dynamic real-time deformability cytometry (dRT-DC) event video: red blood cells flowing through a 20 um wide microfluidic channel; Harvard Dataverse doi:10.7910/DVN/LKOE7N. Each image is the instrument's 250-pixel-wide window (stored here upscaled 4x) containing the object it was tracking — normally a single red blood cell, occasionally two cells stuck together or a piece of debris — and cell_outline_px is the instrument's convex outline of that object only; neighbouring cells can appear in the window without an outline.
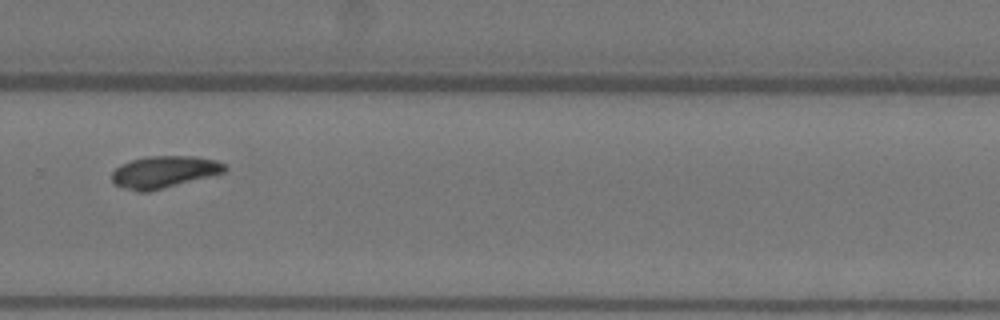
{"species": "Egyptian fruit bat (a non-hibernating species)", "species_latin": "Rousettus aegyptiacus", "temperature_condition": "warm", "stored_images_in_passage": 15, "camera_frame_rate_fps": 3000, "um_per_image_px": 0.085, "animal": {"sex": "female"}, "frame": {"image": 1, "passage_image": 11, "time_ms": 3.333, "image_size_px": [1000, 320], "cell_outline_px": [[228, 168], [224, 172], [148, 192], [136, 192], [124, 188], [116, 184], [112, 180], [112, 172], [120, 164], [132, 160], [148, 156], [196, 156], [216, 160], [224, 164]], "centroid_in_image_um": [13.93, 14.61], "position_along_channel_um": 315.9, "area_um2": 20.87}}